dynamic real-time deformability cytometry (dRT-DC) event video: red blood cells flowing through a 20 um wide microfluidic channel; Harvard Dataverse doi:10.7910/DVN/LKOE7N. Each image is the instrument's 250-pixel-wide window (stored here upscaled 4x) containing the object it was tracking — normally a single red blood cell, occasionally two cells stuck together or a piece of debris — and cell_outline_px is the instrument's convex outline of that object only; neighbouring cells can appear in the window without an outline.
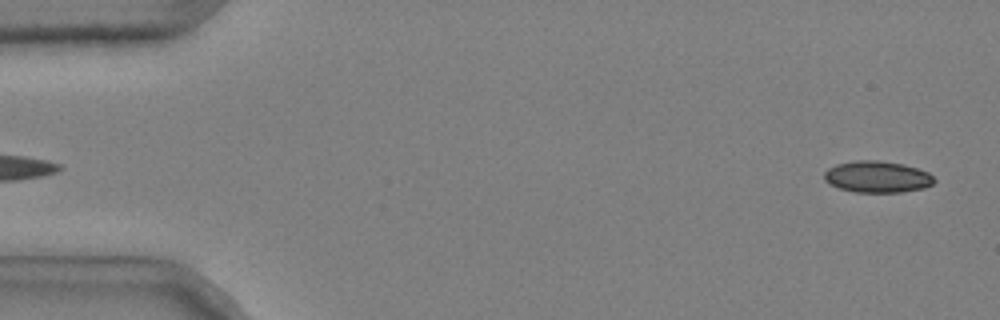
{"species": "common noctule bat (a hibernating species)", "species_latin": "Nyctalus noctula", "temperature_condition": "cold", "stored_images_in_passage": 51, "camera_frame_rate_fps": 3000, "um_per_image_px": 0.085, "animal": {"sex": "male", "body_mass_g": 20.4}, "frame": {"image": 1, "passage_image": 2, "time_ms": 0.333, "image_size_px": [1000, 320], "cell_outline_px": [[936, 180], [932, 184], [924, 188], [900, 192], [856, 192], [840, 188], [828, 184], [824, 180], [824, 172], [828, 168], [836, 164], [856, 160], [876, 160], [904, 164], [928, 172]], "centroid_in_image_um": [74.54, 15.02], "position_along_channel_um": 10.5, "area_um2": 20.23}}
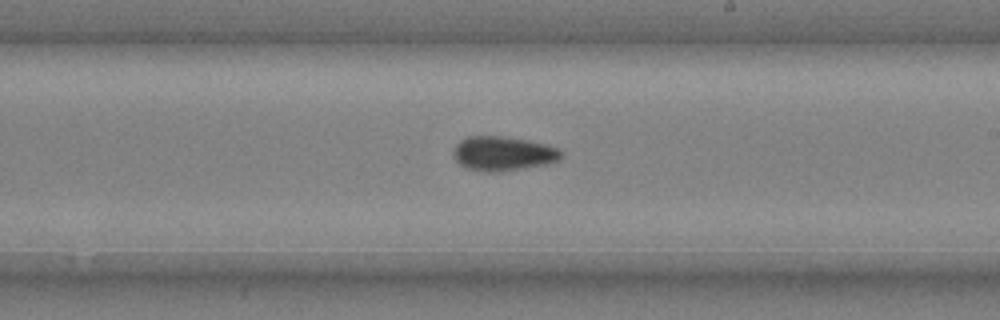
{"frame": {"image": 2, "passage_image": 31, "time_ms": 10.0, "image_size_px": [1000, 320], "cell_outline_px": [[564, 152], [560, 160], [548, 164], [500, 172], [484, 172], [468, 168], [460, 164], [452, 156], [452, 152], [456, 144], [460, 140], [468, 136], [500, 136], [528, 140], [560, 148]], "centroid_in_image_um": [42.78, 13.05], "position_along_channel_um": 246.2, "area_um2": 21.85}}
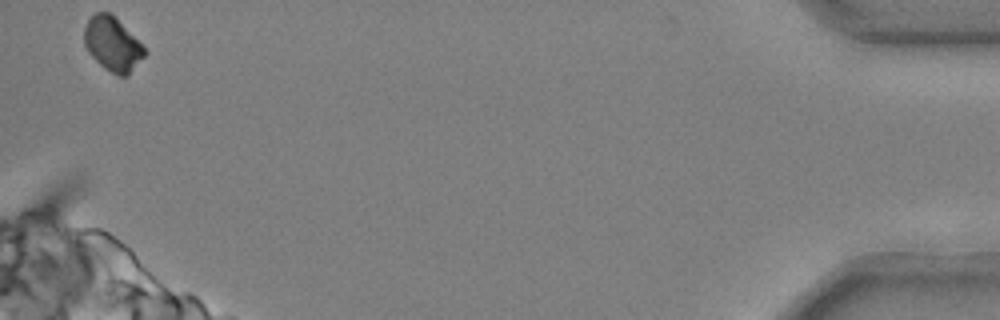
{"frame": {"image": 3, "passage_image": 51, "time_ms": 16.667, "image_size_px": [1000, 320], "cell_outline_px": [[148, 52], [128, 76], [116, 76], [104, 68], [88, 52], [84, 44], [84, 28], [88, 20], [96, 12], [108, 12]], "centroid_in_image_um": [9.54, 3.81], "position_along_channel_um": 425.7, "area_um2": 18.5}, "authors_computed_cell_mechanics": {"area_um2": 20.4612, "velocity_mm_per_s": 3.7001, "shape_relaxation_time_tau1_ms": 5.053, "shape_relaxation_time_tau2_ms": 5.6216, "deformation_change_tau1": 0.1112, "deformation_change_tau2": 0.0825}}